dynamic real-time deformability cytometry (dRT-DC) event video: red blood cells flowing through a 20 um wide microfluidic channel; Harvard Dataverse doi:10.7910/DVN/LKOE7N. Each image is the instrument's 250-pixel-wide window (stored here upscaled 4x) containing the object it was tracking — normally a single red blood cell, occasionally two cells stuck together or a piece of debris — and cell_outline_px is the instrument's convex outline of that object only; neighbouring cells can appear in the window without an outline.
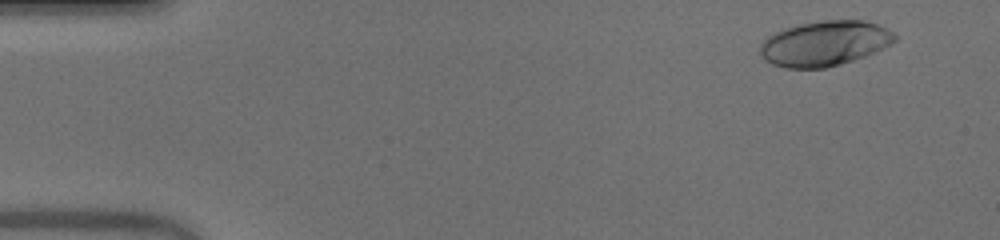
{"species": "human", "species_latin": "Homo sapiens", "temperature_condition": "warm", "stored_images_in_passage": 51, "camera_frame_rate_fps": 3000, "um_per_image_px": 0.085, "donor": {"sex": "male"}, "frame": {"image": 1, "passage_image": 4, "time_ms": 1.0, "image_size_px": [1000, 240], "cell_outline_px": [[896, 40], [876, 52], [840, 64], [824, 68], [788, 68], [772, 64], [764, 60], [760, 52], [760, 44], [768, 36], [784, 28], [800, 24], [824, 20], [864, 20], [888, 28], [896, 36]], "centroid_in_image_um": [70.09, 3.69], "position_along_channel_um": 14.9, "area_um2": 35.26}}
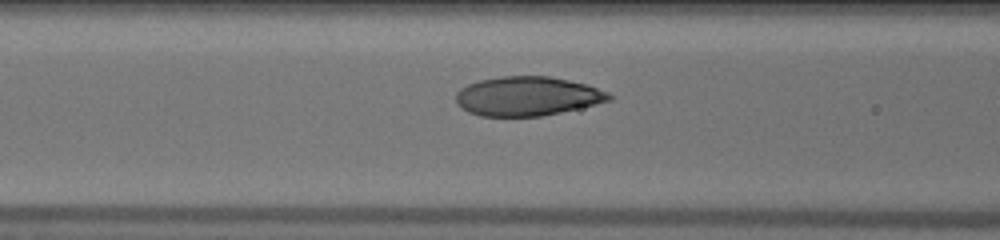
{"frame": {"image": 2, "passage_image": 21, "time_ms": 6.667, "image_size_px": [1000, 240], "cell_outline_px": [[612, 100], [596, 104], [560, 112], [540, 116], [480, 116], [468, 112], [460, 108], [456, 104], [456, 92], [460, 88], [468, 84], [480, 80], [500, 76], [548, 76], [588, 84], [608, 92], [612, 96]], "centroid_in_image_um": [44.8, 8.17], "position_along_channel_um": 121.8, "area_um2": 35.08}}
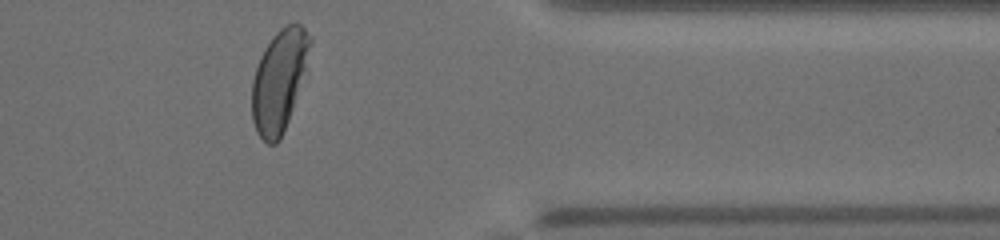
{"frame": {"image": 3, "passage_image": 42, "time_ms": 13.667, "image_size_px": [1000, 240], "cell_outline_px": [[312, 44], [308, 76], [280, 140], [276, 144], [268, 144], [256, 132], [252, 120], [252, 80], [260, 56], [264, 48], [272, 36], [280, 28], [288, 24], [300, 24], [312, 36]], "centroid_in_image_um": [23.8, 6.84], "position_along_channel_um": 387.6, "area_um2": 35.72}, "authors_computed_cell_mechanics": {"area_um2": 35.258, "velocity_mm_per_s": 4.0308, "shape_relaxation_time_tau1_ms": 3.7699, "shape_relaxation_time_tau2_ms": null, "deformation_change_tau1": 0.2261, "deformation_change_tau2": null}}